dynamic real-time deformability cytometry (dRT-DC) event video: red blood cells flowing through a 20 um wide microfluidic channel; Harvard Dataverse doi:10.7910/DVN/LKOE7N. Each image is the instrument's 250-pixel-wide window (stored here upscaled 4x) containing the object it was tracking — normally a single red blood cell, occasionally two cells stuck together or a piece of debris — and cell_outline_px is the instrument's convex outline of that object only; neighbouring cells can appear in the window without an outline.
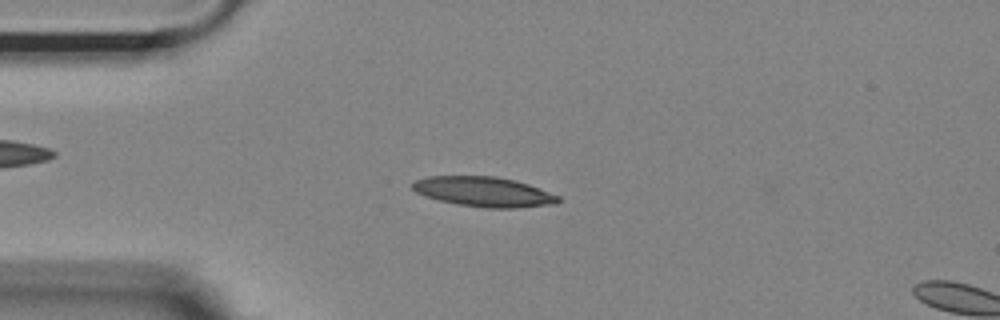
{"species": "Egyptian fruit bat (a non-hibernating species)", "species_latin": "Rousettus aegyptiacus", "temperature_condition": "room temperature", "stored_images_in_passage": 53, "camera_frame_rate_fps": 3000, "um_per_image_px": 0.085, "animal": {"sex": "female"}, "frame": {"image": 1, "passage_image": 12, "time_ms": 3.667, "image_size_px": [1000, 320], "cell_outline_px": [[560, 200], [556, 204], [516, 208], [488, 208], [460, 204], [440, 200], [424, 196], [416, 192], [412, 188], [412, 184], [416, 180], [428, 176], [496, 176], [516, 180], [528, 184], [560, 196]], "centroid_in_image_um": [41.14, 16.29], "position_along_channel_um": 43.9, "area_um2": 25.32}}
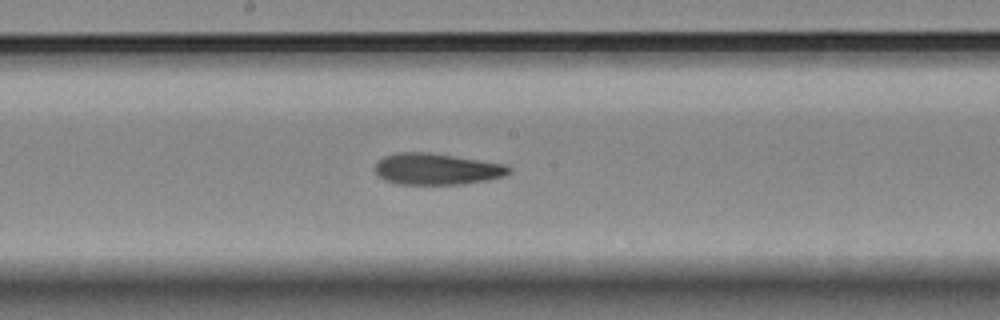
{"frame": {"image": 2, "passage_image": 27, "time_ms": 8.667, "image_size_px": [1000, 320], "cell_outline_px": [[512, 172], [504, 176], [488, 180], [460, 184], [396, 184], [384, 180], [376, 172], [376, 164], [384, 156], [396, 152], [428, 152], [508, 164], [512, 168]], "centroid_in_image_um": [37.17, 14.36], "position_along_channel_um": 211.0, "area_um2": 24.62}}
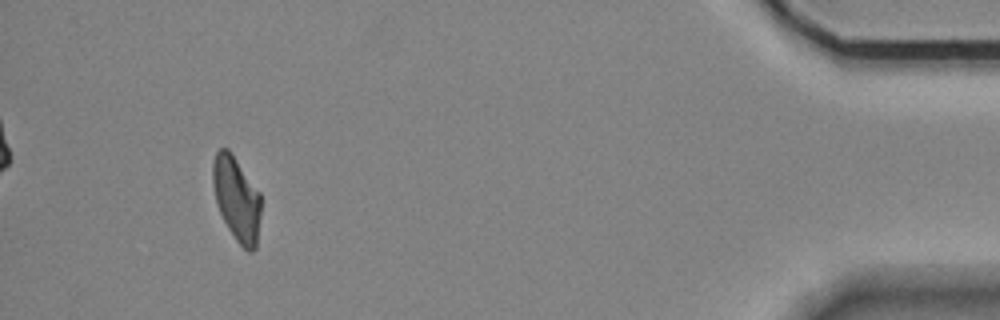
{"frame": {"image": 3, "passage_image": 49, "time_ms": 16.0, "image_size_px": [1000, 320], "cell_outline_px": [[260, 216], [256, 248], [252, 252], [248, 252], [236, 240], [228, 228], [216, 204], [212, 184], [212, 164], [216, 152], [220, 148], [228, 148], [232, 152], [260, 192]], "centroid_in_image_um": [20.1, 16.87], "position_along_channel_um": 415.1, "area_um2": 23.81}, "authors_computed_cell_mechanics": {"area_um2": 24.5072, "velocity_mm_per_s": 3.6827, "shape_relaxation_time_tau1_ms": 7.2327, "shape_relaxation_time_tau2_ms": 3.9307, "deformation_change_tau1": 0.1768, "deformation_change_tau2": 0.1248}}